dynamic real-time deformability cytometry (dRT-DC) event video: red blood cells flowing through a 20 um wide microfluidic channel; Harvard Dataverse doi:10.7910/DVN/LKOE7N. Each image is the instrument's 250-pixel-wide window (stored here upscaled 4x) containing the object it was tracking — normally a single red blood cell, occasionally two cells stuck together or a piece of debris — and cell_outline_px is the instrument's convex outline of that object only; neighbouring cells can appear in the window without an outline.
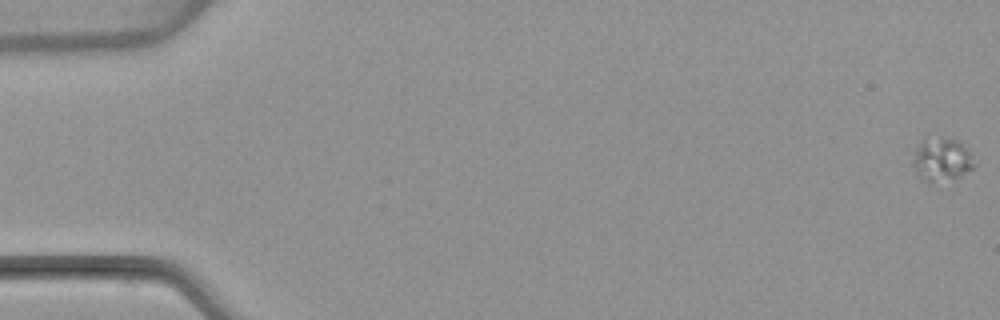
{"species": "common noctule bat (a hibernating species)", "species_latin": "Nyctalus noctula", "temperature_condition": "warm", "stored_images_in_passage": 6, "camera_frame_rate_fps": 3000, "um_per_image_px": 0.085, "animal": {"sex": "female", "body_mass_g": 22.7, "forearm_length_mm": 54.2}, "frame": {"image": 1, "passage_image": 1, "time_ms": 0.0, "image_size_px": [1000, 320], "cell_outline_px": [[976, 164], [972, 168], [956, 176], [928, 184], [908, 164], [924, 136], [956, 140], [968, 152]], "centroid_in_image_um": [79.93, 13.55], "position_along_channel_um": 5.1, "area_um2": 15.2}}
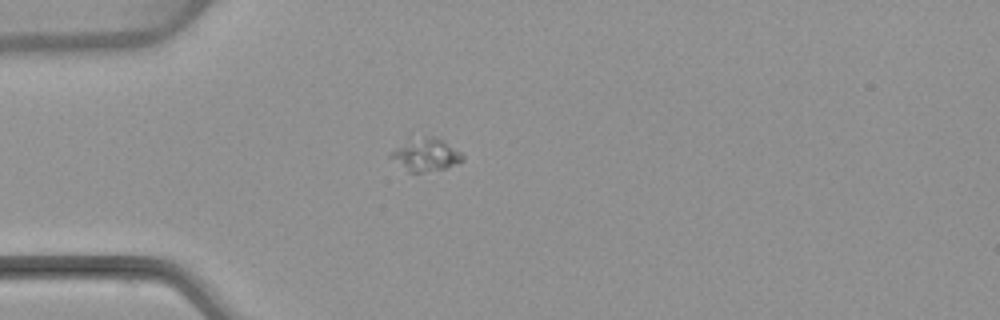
{"frame": {"image": 2, "passage_image": 5, "time_ms": 5.0, "image_size_px": [1000, 320], "cell_outline_px": [[464, 160], [448, 168], [420, 172], [408, 172], [388, 156], [396, 148], [424, 136], [436, 136], [460, 152], [464, 156]], "centroid_in_image_um": [36.24, 13.18], "position_along_channel_um": 48.8, "area_um2": 13.24}}